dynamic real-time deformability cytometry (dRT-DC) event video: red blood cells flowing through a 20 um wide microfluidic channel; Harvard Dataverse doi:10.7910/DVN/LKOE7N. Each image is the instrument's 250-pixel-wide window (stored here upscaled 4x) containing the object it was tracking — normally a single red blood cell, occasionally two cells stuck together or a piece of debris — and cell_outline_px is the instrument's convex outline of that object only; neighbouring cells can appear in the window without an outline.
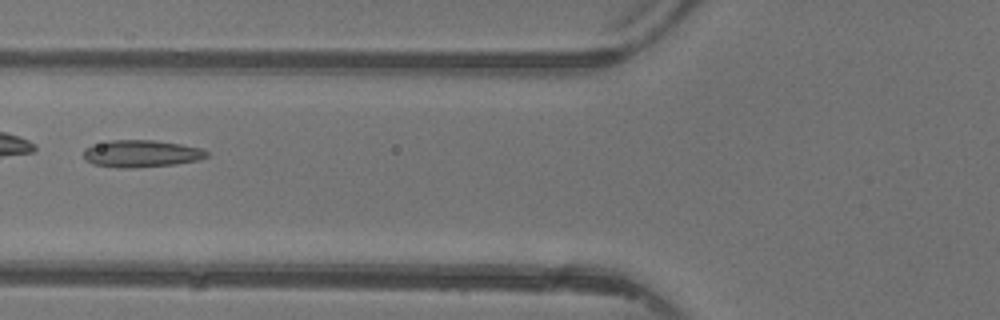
{"species": "common noctule bat (a hibernating species)", "species_latin": "Nyctalus noctula", "temperature_condition": "warm", "stored_images_in_passage": 5, "camera_frame_rate_fps": 3000, "um_per_image_px": 0.085, "animal": {"sex": "female"}, "frame": {"image": 1, "passage_image": 5, "time_ms": 5.333, "image_size_px": [1000, 320], "cell_outline_px": [[208, 156], [200, 160], [176, 164], [132, 168], [120, 168], [92, 164], [84, 160], [84, 148], [108, 140], [156, 140], [180, 144], [200, 148], [208, 152]], "centroid_in_image_um": [12.0, 13.06], "position_along_channel_um": 113.8, "area_um2": 19.59}}